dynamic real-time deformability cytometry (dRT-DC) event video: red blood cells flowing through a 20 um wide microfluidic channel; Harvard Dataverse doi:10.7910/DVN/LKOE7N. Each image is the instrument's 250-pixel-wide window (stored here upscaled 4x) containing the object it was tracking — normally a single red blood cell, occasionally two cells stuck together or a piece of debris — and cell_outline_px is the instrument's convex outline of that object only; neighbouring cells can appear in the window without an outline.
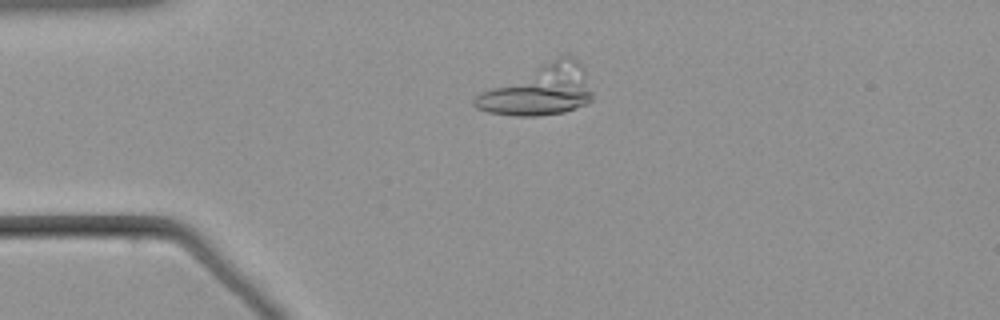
{"species": "common noctule bat (a hibernating species)", "species_latin": "Nyctalus noctula", "temperature_condition": "warm", "stored_images_in_passage": 56, "camera_frame_rate_fps": 3000, "um_per_image_px": 0.085, "animal": {"sex": "male", "body_mass_g": 21.5, "forearm_length_mm": 52.0}, "frame": {"image": 1, "passage_image": 14, "time_ms": 4.333, "image_size_px": [1000, 320], "cell_outline_px": [[592, 100], [588, 104], [564, 112], [536, 116], [516, 116], [488, 112], [476, 108], [472, 104], [472, 100], [476, 96], [484, 92], [560, 56], [572, 56], [584, 68], [592, 92]], "centroid_in_image_um": [45.9, 7.72], "position_along_channel_um": 39.1, "area_um2": 33.41}}
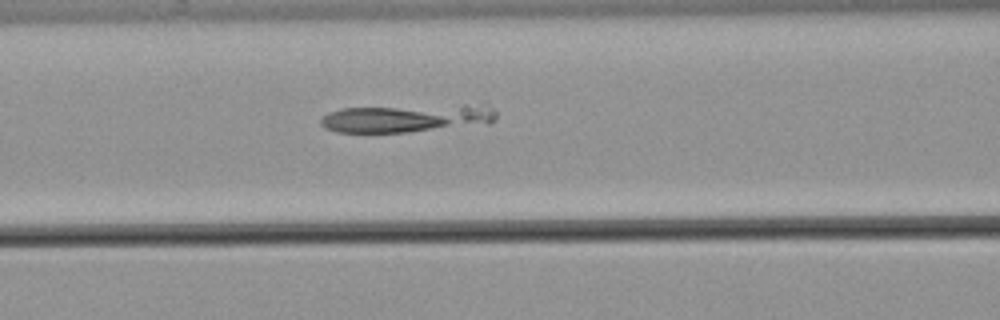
{"frame": {"image": 2, "passage_image": 24, "time_ms": 7.667, "image_size_px": [1000, 320], "cell_outline_px": [[496, 116], [488, 124], [408, 132], [336, 132], [324, 128], [320, 124], [320, 120], [328, 112], [340, 108], [480, 100], [484, 100], [496, 112]], "centroid_in_image_um": [34.77, 9.95], "position_along_channel_um": 131.8, "area_um2": 30.98}}
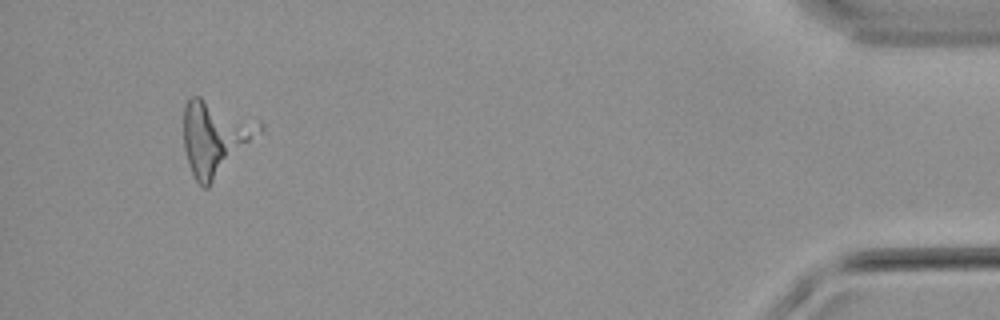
{"frame": {"image": 3, "passage_image": 53, "time_ms": 17.333, "image_size_px": [1000, 320], "cell_outline_px": [[264, 128], [208, 188], [204, 188], [196, 180], [192, 172], [184, 148], [184, 104], [192, 96], [200, 96], [260, 120], [264, 124]], "centroid_in_image_um": [18.29, 11.66], "position_along_channel_um": 416.9, "area_um2": 32.66}}